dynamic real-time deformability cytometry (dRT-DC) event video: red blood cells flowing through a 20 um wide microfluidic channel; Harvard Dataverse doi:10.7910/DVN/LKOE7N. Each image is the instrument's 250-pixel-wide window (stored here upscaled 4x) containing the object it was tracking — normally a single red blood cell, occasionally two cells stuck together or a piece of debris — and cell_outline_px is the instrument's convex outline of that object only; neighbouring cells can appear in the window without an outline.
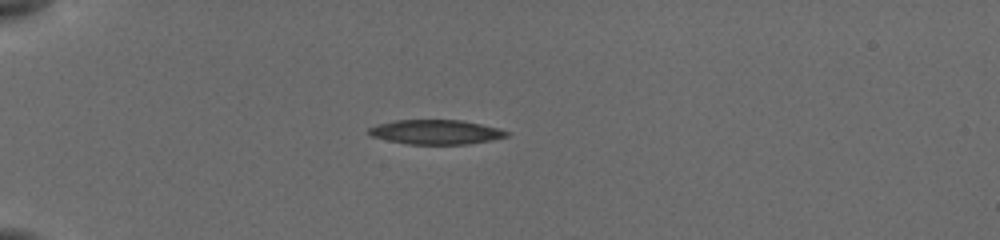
{"species": "common noctule bat (a hibernating species)", "species_latin": "Nyctalus noctula", "temperature_condition": "cold", "stored_images_in_passage": 11, "camera_frame_rate_fps": 3000, "um_per_image_px": 0.085, "animal": {"sex": "female", "body_mass_g": 19.5, "forearm_length_mm": 54.1}, "frame": {"image": 1, "passage_image": 5, "time_ms": 5.0, "image_size_px": [1000, 240], "cell_outline_px": [[508, 136], [468, 144], [408, 144], [388, 140], [372, 136], [368, 132], [368, 128], [376, 124], [396, 120], [460, 120], [480, 124], [496, 128], [508, 132]], "centroid_in_image_um": [36.99, 11.22], "position_along_channel_um": 48.0, "area_um2": 19.36}}
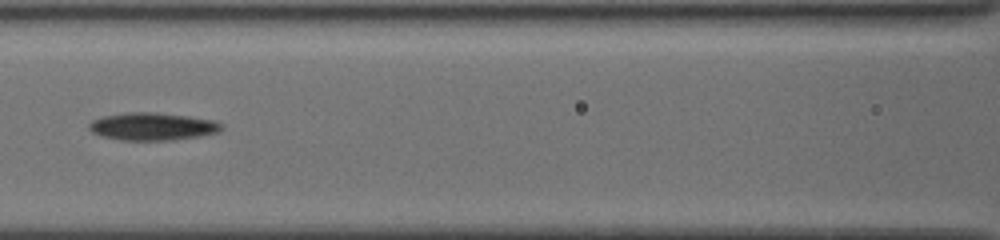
{"frame": {"image": 2, "passage_image": 8, "time_ms": 8.667, "image_size_px": [1000, 240], "cell_outline_px": [[224, 128], [216, 132], [196, 136], [172, 140], [120, 140], [100, 136], [92, 132], [88, 128], [88, 124], [92, 120], [104, 116], [128, 112], [156, 112], [188, 116], [216, 120]], "centroid_in_image_um": [12.92, 10.74], "position_along_channel_um": 153.7, "area_um2": 21.27}}
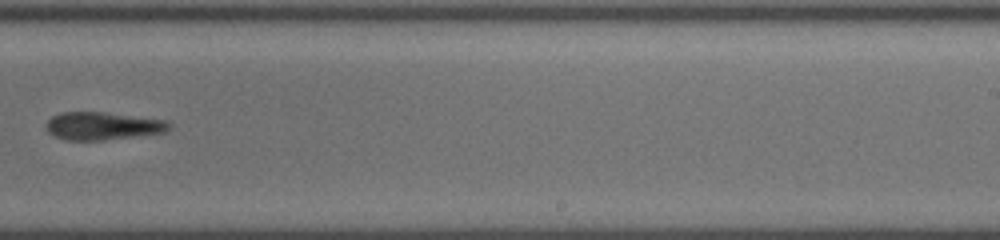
{"frame": {"image": 3, "passage_image": 11, "time_ms": 12.0, "image_size_px": [1000, 240], "cell_outline_px": [[172, 124], [164, 132], [100, 140], [64, 140], [48, 132], [44, 124], [52, 116], [60, 112], [104, 112], [168, 120]], "centroid_in_image_um": [8.69, 10.69], "position_along_channel_um": 280.3, "area_um2": 19.83}}